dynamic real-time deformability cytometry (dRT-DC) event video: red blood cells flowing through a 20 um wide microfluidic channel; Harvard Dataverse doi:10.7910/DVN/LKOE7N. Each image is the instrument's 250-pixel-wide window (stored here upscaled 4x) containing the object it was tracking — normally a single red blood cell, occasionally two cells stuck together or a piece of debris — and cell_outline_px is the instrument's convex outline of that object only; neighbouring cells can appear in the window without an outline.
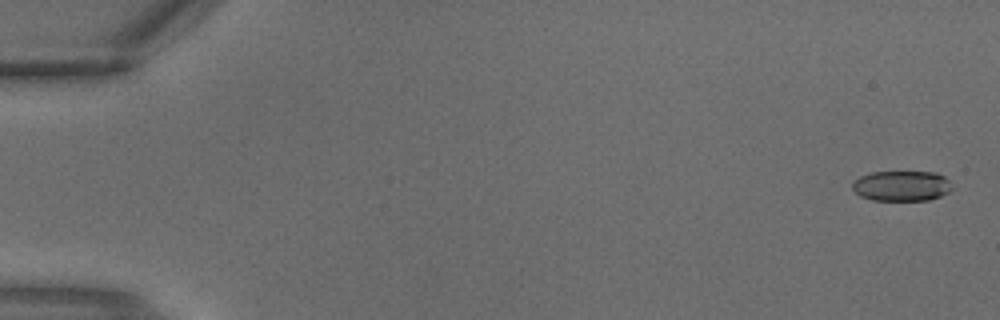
{"species": "common noctule bat (a hibernating species)", "species_latin": "Nyctalus noctula", "temperature_condition": "warm", "stored_images_in_passage": 4, "segment_of_instrument_passage": [1, 2], "camera_frame_rate_fps": 3000, "um_per_image_px": 0.085, "animal": {"sex": "male", "body_mass_g": 18.8}, "frame": {"image": 1, "passage_image": 1, "time_ms": 0.0, "image_size_px": [1000, 320], "cell_outline_px": [[952, 188], [948, 192], [940, 196], [928, 200], [872, 200], [860, 196], [852, 188], [852, 184], [860, 176], [872, 172], [936, 172], [944, 176], [948, 180]], "centroid_in_image_um": [76.64, 15.8], "position_along_channel_um": 8.4, "area_um2": 17.51}}
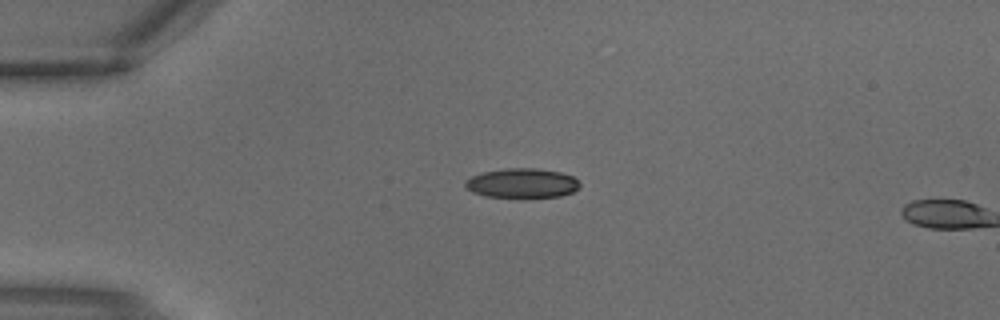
{"frame": {"image": 2, "passage_image": 3, "time_ms": 0.667, "image_size_px": [1000, 320], "cell_outline_px": [[580, 188], [572, 192], [560, 196], [524, 200], [520, 200], [488, 196], [472, 192], [464, 184], [464, 180], [472, 176], [484, 172], [504, 168], [536, 168], [560, 172], [572, 176], [580, 184]], "centroid_in_image_um": [44.38, 15.61], "position_along_channel_um": 40.6, "area_um2": 20.4}}